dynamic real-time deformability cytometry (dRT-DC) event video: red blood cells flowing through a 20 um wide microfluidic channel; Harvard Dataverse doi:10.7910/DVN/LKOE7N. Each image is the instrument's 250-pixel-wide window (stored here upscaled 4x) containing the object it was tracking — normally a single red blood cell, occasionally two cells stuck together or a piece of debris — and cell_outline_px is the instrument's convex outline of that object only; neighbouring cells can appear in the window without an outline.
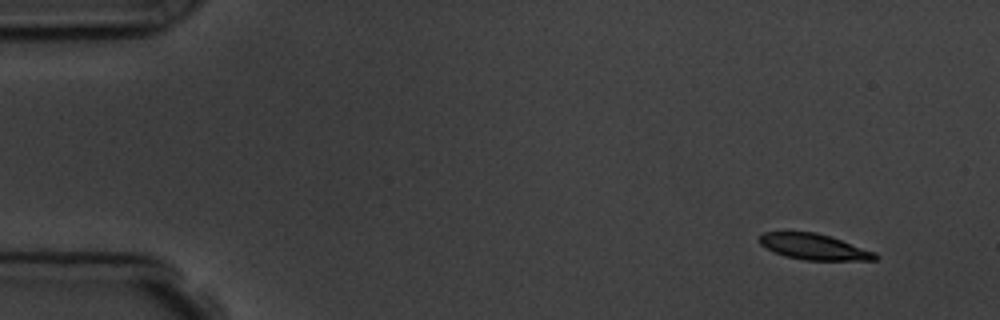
{"species": "common noctule bat (a hibernating species)", "species_latin": "Nyctalus noctula", "temperature_condition": "room temperature", "stored_images_in_passage": 6, "camera_frame_rate_fps": 3000, "um_per_image_px": 0.085, "animal": {"sex": "male", "body_mass_g": 19.5, "forearm_length_mm": 54.6}, "frame": {"image": 1, "passage_image": 1, "time_ms": 0.0, "image_size_px": [1000, 320], "cell_outline_px": [[880, 256], [876, 260], [804, 260], [784, 256], [760, 244], [760, 236], [764, 232], [816, 232], [876, 252]], "centroid_in_image_um": [69.22, 20.99], "position_along_channel_um": 15.8, "area_um2": 17.17}}
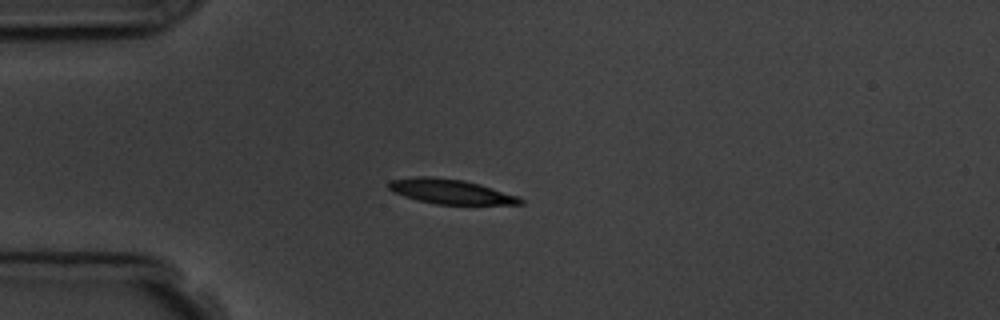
{"frame": {"image": 2, "passage_image": 4, "time_ms": 3.333, "image_size_px": [1000, 320], "cell_outline_px": [[524, 204], [436, 204], [404, 196], [392, 192], [388, 188], [388, 180], [416, 176], [432, 176], [464, 180], [480, 184], [520, 196], [524, 200]], "centroid_in_image_um": [38.3, 16.27], "position_along_channel_um": 46.7, "area_um2": 19.07}}
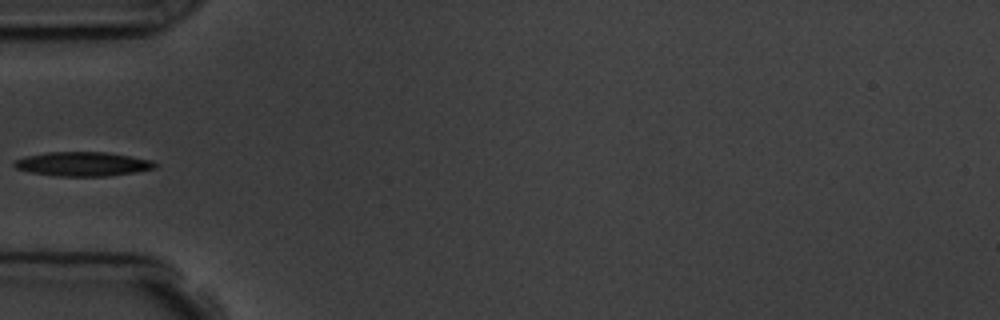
{"frame": {"image": 3, "passage_image": 5, "time_ms": 4.667, "image_size_px": [1000, 320], "cell_outline_px": [[160, 164], [156, 168], [108, 176], [56, 176], [28, 172], [16, 168], [12, 164], [12, 160], [24, 156], [44, 152], [104, 152], [132, 156], [152, 160]], "centroid_in_image_um": [6.99, 13.93], "position_along_channel_um": 78.0, "area_um2": 20.11}}